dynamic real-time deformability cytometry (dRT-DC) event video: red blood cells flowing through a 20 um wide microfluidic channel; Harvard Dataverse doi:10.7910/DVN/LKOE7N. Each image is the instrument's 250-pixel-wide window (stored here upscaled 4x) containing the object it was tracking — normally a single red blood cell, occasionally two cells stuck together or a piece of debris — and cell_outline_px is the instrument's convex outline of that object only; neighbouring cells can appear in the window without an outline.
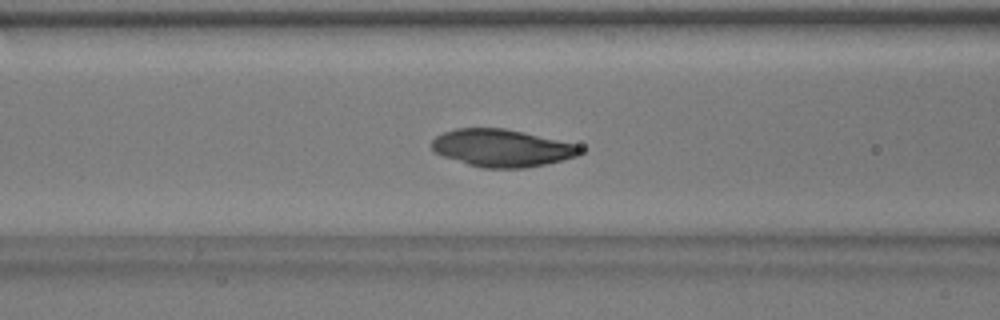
{"species": "common noctule bat (a hibernating species)", "species_latin": "Nyctalus noctula", "temperature_condition": "warm", "stored_images_in_passage": 36, "camera_frame_rate_fps": 3000, "um_per_image_px": 0.085, "animal": {"sex": "male", "body_mass_g": 17.9}, "frame": {"image": 1, "passage_image": 9, "time_ms": 2.667, "image_size_px": [1000, 320], "cell_outline_px": [[584, 152], [576, 156], [544, 164], [524, 168], [484, 168], [468, 164], [444, 156], [436, 152], [432, 148], [432, 140], [436, 136], [444, 132], [456, 128], [504, 128], [524, 132], [576, 144], [584, 148]], "centroid_in_image_um": [42.68, 12.57], "position_along_channel_um": 123.9, "area_um2": 32.14}}
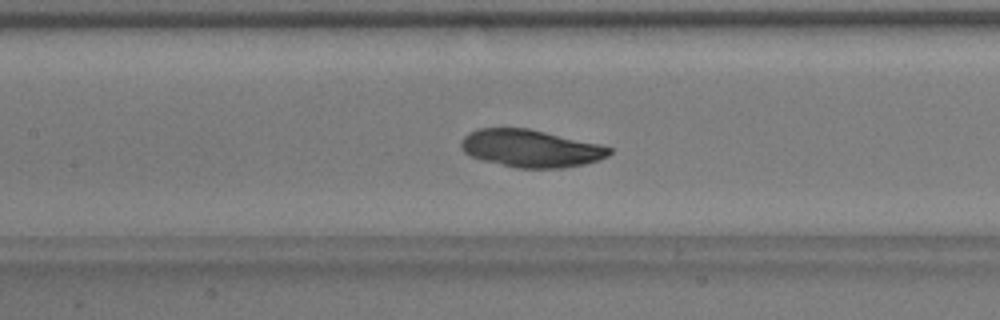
{"frame": {"image": 2, "passage_image": 12, "time_ms": 3.667, "image_size_px": [1000, 320], "cell_outline_px": [[612, 152], [608, 156], [584, 164], [564, 168], [516, 168], [484, 160], [472, 156], [464, 152], [460, 148], [460, 140], [468, 132], [480, 128], [528, 128], [600, 144], [612, 148]], "centroid_in_image_um": [45.1, 12.61], "position_along_channel_um": 162.3, "area_um2": 32.37}}
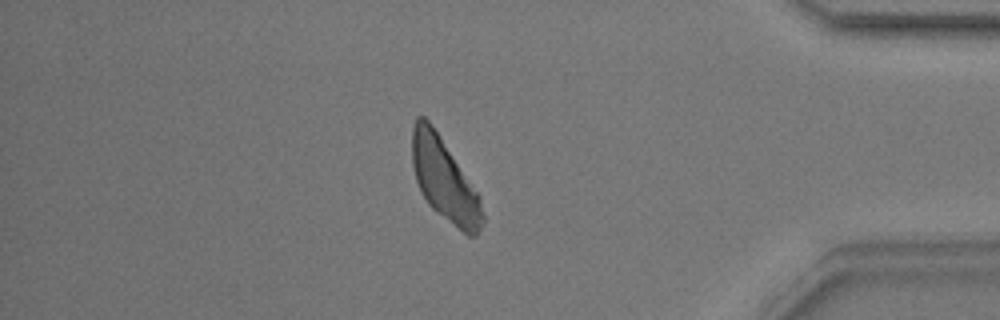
{"frame": {"image": 3, "passage_image": 33, "time_ms": 10.667, "image_size_px": [1000, 320], "cell_outline_px": [[484, 220], [476, 236], [468, 236], [436, 212], [428, 204], [420, 192], [416, 180], [412, 164], [412, 128], [416, 116], [424, 116], [428, 120], [480, 196], [484, 216]], "centroid_in_image_um": [37.76, 15.32], "position_along_channel_um": 397.4, "area_um2": 33.47}}